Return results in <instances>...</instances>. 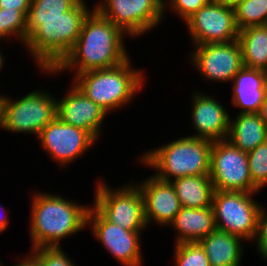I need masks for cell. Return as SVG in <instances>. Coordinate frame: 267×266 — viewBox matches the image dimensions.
I'll use <instances>...</instances> for the list:
<instances>
[{"label":"cell","mask_w":267,"mask_h":266,"mask_svg":"<svg viewBox=\"0 0 267 266\" xmlns=\"http://www.w3.org/2000/svg\"><path fill=\"white\" fill-rule=\"evenodd\" d=\"M130 38L110 20L93 9L85 18L71 51L53 70H40L44 75H74L117 66L129 58L125 39ZM48 73V74H47Z\"/></svg>","instance_id":"1"},{"label":"cell","mask_w":267,"mask_h":266,"mask_svg":"<svg viewBox=\"0 0 267 266\" xmlns=\"http://www.w3.org/2000/svg\"><path fill=\"white\" fill-rule=\"evenodd\" d=\"M30 197V250L61 247V241L87 227L90 203L79 204L60 193L37 190Z\"/></svg>","instance_id":"2"},{"label":"cell","mask_w":267,"mask_h":266,"mask_svg":"<svg viewBox=\"0 0 267 266\" xmlns=\"http://www.w3.org/2000/svg\"><path fill=\"white\" fill-rule=\"evenodd\" d=\"M87 0H80L59 18L27 19L26 51L38 70H53L71 51L83 22L94 9ZM92 8V9H91Z\"/></svg>","instance_id":"3"},{"label":"cell","mask_w":267,"mask_h":266,"mask_svg":"<svg viewBox=\"0 0 267 266\" xmlns=\"http://www.w3.org/2000/svg\"><path fill=\"white\" fill-rule=\"evenodd\" d=\"M131 60L129 57L111 68L79 73L70 81L108 114L117 112L131 104L147 80L145 72L134 68Z\"/></svg>","instance_id":"4"},{"label":"cell","mask_w":267,"mask_h":266,"mask_svg":"<svg viewBox=\"0 0 267 266\" xmlns=\"http://www.w3.org/2000/svg\"><path fill=\"white\" fill-rule=\"evenodd\" d=\"M212 143L191 136L176 138L145 151L138 161L142 166L154 169L152 175L164 182L178 177L210 174Z\"/></svg>","instance_id":"5"},{"label":"cell","mask_w":267,"mask_h":266,"mask_svg":"<svg viewBox=\"0 0 267 266\" xmlns=\"http://www.w3.org/2000/svg\"><path fill=\"white\" fill-rule=\"evenodd\" d=\"M96 180L92 206L109 222L121 228L144 232L147 224L144 215V200L135 181L117 188L109 186L104 178Z\"/></svg>","instance_id":"6"},{"label":"cell","mask_w":267,"mask_h":266,"mask_svg":"<svg viewBox=\"0 0 267 266\" xmlns=\"http://www.w3.org/2000/svg\"><path fill=\"white\" fill-rule=\"evenodd\" d=\"M18 98L6 95L0 130L38 137L41 130L56 117L55 96L45 88H37Z\"/></svg>","instance_id":"7"},{"label":"cell","mask_w":267,"mask_h":266,"mask_svg":"<svg viewBox=\"0 0 267 266\" xmlns=\"http://www.w3.org/2000/svg\"><path fill=\"white\" fill-rule=\"evenodd\" d=\"M257 194L215 190L211 207L216 228L251 243L255 238L258 214L262 206L254 199Z\"/></svg>","instance_id":"8"},{"label":"cell","mask_w":267,"mask_h":266,"mask_svg":"<svg viewBox=\"0 0 267 266\" xmlns=\"http://www.w3.org/2000/svg\"><path fill=\"white\" fill-rule=\"evenodd\" d=\"M93 8L133 39L141 38L164 21L160 0H100Z\"/></svg>","instance_id":"9"},{"label":"cell","mask_w":267,"mask_h":266,"mask_svg":"<svg viewBox=\"0 0 267 266\" xmlns=\"http://www.w3.org/2000/svg\"><path fill=\"white\" fill-rule=\"evenodd\" d=\"M210 179L214 190L259 193L249 174L247 152L227 139L212 143Z\"/></svg>","instance_id":"10"},{"label":"cell","mask_w":267,"mask_h":266,"mask_svg":"<svg viewBox=\"0 0 267 266\" xmlns=\"http://www.w3.org/2000/svg\"><path fill=\"white\" fill-rule=\"evenodd\" d=\"M184 23L194 46L238 39L234 6L226 0H210Z\"/></svg>","instance_id":"11"},{"label":"cell","mask_w":267,"mask_h":266,"mask_svg":"<svg viewBox=\"0 0 267 266\" xmlns=\"http://www.w3.org/2000/svg\"><path fill=\"white\" fill-rule=\"evenodd\" d=\"M42 149L57 163L67 167L98 143L86 130L61 121L57 116L48 123L37 138ZM94 146V147H93Z\"/></svg>","instance_id":"12"},{"label":"cell","mask_w":267,"mask_h":266,"mask_svg":"<svg viewBox=\"0 0 267 266\" xmlns=\"http://www.w3.org/2000/svg\"><path fill=\"white\" fill-rule=\"evenodd\" d=\"M188 54V62L195 67L202 79L208 83L232 82L244 66L238 40L226 43L195 45ZM211 81V82H210Z\"/></svg>","instance_id":"13"},{"label":"cell","mask_w":267,"mask_h":266,"mask_svg":"<svg viewBox=\"0 0 267 266\" xmlns=\"http://www.w3.org/2000/svg\"><path fill=\"white\" fill-rule=\"evenodd\" d=\"M87 226L96 241L103 245L121 266H143L141 234L129 231L107 221L92 205L87 216Z\"/></svg>","instance_id":"14"},{"label":"cell","mask_w":267,"mask_h":266,"mask_svg":"<svg viewBox=\"0 0 267 266\" xmlns=\"http://www.w3.org/2000/svg\"><path fill=\"white\" fill-rule=\"evenodd\" d=\"M69 84L70 88L66 90L67 93L56 99V116L67 124L86 130L99 142L103 133V122L109 114L73 83Z\"/></svg>","instance_id":"15"},{"label":"cell","mask_w":267,"mask_h":266,"mask_svg":"<svg viewBox=\"0 0 267 266\" xmlns=\"http://www.w3.org/2000/svg\"><path fill=\"white\" fill-rule=\"evenodd\" d=\"M191 97V137L211 142L226 140L229 134L230 113L214 96L196 90Z\"/></svg>","instance_id":"16"},{"label":"cell","mask_w":267,"mask_h":266,"mask_svg":"<svg viewBox=\"0 0 267 266\" xmlns=\"http://www.w3.org/2000/svg\"><path fill=\"white\" fill-rule=\"evenodd\" d=\"M135 184L143 196L147 226L154 222L162 228L169 226L182 207L171 182L161 181L151 174Z\"/></svg>","instance_id":"17"},{"label":"cell","mask_w":267,"mask_h":266,"mask_svg":"<svg viewBox=\"0 0 267 266\" xmlns=\"http://www.w3.org/2000/svg\"><path fill=\"white\" fill-rule=\"evenodd\" d=\"M230 83L234 108L239 113H258L267 95V71L243 66Z\"/></svg>","instance_id":"18"},{"label":"cell","mask_w":267,"mask_h":266,"mask_svg":"<svg viewBox=\"0 0 267 266\" xmlns=\"http://www.w3.org/2000/svg\"><path fill=\"white\" fill-rule=\"evenodd\" d=\"M168 227L177 233L174 244L198 242L217 229L212 207H181Z\"/></svg>","instance_id":"19"},{"label":"cell","mask_w":267,"mask_h":266,"mask_svg":"<svg viewBox=\"0 0 267 266\" xmlns=\"http://www.w3.org/2000/svg\"><path fill=\"white\" fill-rule=\"evenodd\" d=\"M198 243L210 266H241L245 254V241L242 238L216 229Z\"/></svg>","instance_id":"20"},{"label":"cell","mask_w":267,"mask_h":266,"mask_svg":"<svg viewBox=\"0 0 267 266\" xmlns=\"http://www.w3.org/2000/svg\"><path fill=\"white\" fill-rule=\"evenodd\" d=\"M227 140L241 151L249 152L267 141V126L258 113L230 115Z\"/></svg>","instance_id":"21"},{"label":"cell","mask_w":267,"mask_h":266,"mask_svg":"<svg viewBox=\"0 0 267 266\" xmlns=\"http://www.w3.org/2000/svg\"><path fill=\"white\" fill-rule=\"evenodd\" d=\"M182 207L208 208L212 206L214 186L209 174L178 177L171 181Z\"/></svg>","instance_id":"22"},{"label":"cell","mask_w":267,"mask_h":266,"mask_svg":"<svg viewBox=\"0 0 267 266\" xmlns=\"http://www.w3.org/2000/svg\"><path fill=\"white\" fill-rule=\"evenodd\" d=\"M243 65L247 68L267 71V28L249 26L239 30Z\"/></svg>","instance_id":"23"},{"label":"cell","mask_w":267,"mask_h":266,"mask_svg":"<svg viewBox=\"0 0 267 266\" xmlns=\"http://www.w3.org/2000/svg\"><path fill=\"white\" fill-rule=\"evenodd\" d=\"M238 30L267 24V0H244L234 5Z\"/></svg>","instance_id":"24"},{"label":"cell","mask_w":267,"mask_h":266,"mask_svg":"<svg viewBox=\"0 0 267 266\" xmlns=\"http://www.w3.org/2000/svg\"><path fill=\"white\" fill-rule=\"evenodd\" d=\"M27 17L19 10L0 9V42L17 41L25 45L27 41ZM11 39H10V38ZM10 39V40H8Z\"/></svg>","instance_id":"25"},{"label":"cell","mask_w":267,"mask_h":266,"mask_svg":"<svg viewBox=\"0 0 267 266\" xmlns=\"http://www.w3.org/2000/svg\"><path fill=\"white\" fill-rule=\"evenodd\" d=\"M80 0H32L26 19L59 18L72 9Z\"/></svg>","instance_id":"26"},{"label":"cell","mask_w":267,"mask_h":266,"mask_svg":"<svg viewBox=\"0 0 267 266\" xmlns=\"http://www.w3.org/2000/svg\"><path fill=\"white\" fill-rule=\"evenodd\" d=\"M174 245L175 266H210L209 260L198 242H183Z\"/></svg>","instance_id":"27"},{"label":"cell","mask_w":267,"mask_h":266,"mask_svg":"<svg viewBox=\"0 0 267 266\" xmlns=\"http://www.w3.org/2000/svg\"><path fill=\"white\" fill-rule=\"evenodd\" d=\"M247 157L252 182L262 191L267 187V141L247 152Z\"/></svg>","instance_id":"28"},{"label":"cell","mask_w":267,"mask_h":266,"mask_svg":"<svg viewBox=\"0 0 267 266\" xmlns=\"http://www.w3.org/2000/svg\"><path fill=\"white\" fill-rule=\"evenodd\" d=\"M30 252L41 262V266H76L73 259L61 247H41Z\"/></svg>","instance_id":"29"},{"label":"cell","mask_w":267,"mask_h":266,"mask_svg":"<svg viewBox=\"0 0 267 266\" xmlns=\"http://www.w3.org/2000/svg\"><path fill=\"white\" fill-rule=\"evenodd\" d=\"M210 0H170L163 8L164 18L165 12L171 11L173 15L176 14L184 23L201 7L205 6ZM170 8V9H169ZM175 13V14H174Z\"/></svg>","instance_id":"30"},{"label":"cell","mask_w":267,"mask_h":266,"mask_svg":"<svg viewBox=\"0 0 267 266\" xmlns=\"http://www.w3.org/2000/svg\"><path fill=\"white\" fill-rule=\"evenodd\" d=\"M256 247V250L261 259L267 261V208H260L257 219V230L255 238L251 242Z\"/></svg>","instance_id":"31"},{"label":"cell","mask_w":267,"mask_h":266,"mask_svg":"<svg viewBox=\"0 0 267 266\" xmlns=\"http://www.w3.org/2000/svg\"><path fill=\"white\" fill-rule=\"evenodd\" d=\"M31 4L32 0H0V9L19 10L27 17Z\"/></svg>","instance_id":"32"},{"label":"cell","mask_w":267,"mask_h":266,"mask_svg":"<svg viewBox=\"0 0 267 266\" xmlns=\"http://www.w3.org/2000/svg\"><path fill=\"white\" fill-rule=\"evenodd\" d=\"M28 253L20 257L18 263L11 266H41V262L30 251Z\"/></svg>","instance_id":"33"},{"label":"cell","mask_w":267,"mask_h":266,"mask_svg":"<svg viewBox=\"0 0 267 266\" xmlns=\"http://www.w3.org/2000/svg\"><path fill=\"white\" fill-rule=\"evenodd\" d=\"M0 208L3 210V211H1V209H0V211H1L0 212V234H1V233H3L7 229L8 225H9V220L10 219L8 218L9 217L8 216V213L5 211L8 208L2 207L1 204H0Z\"/></svg>","instance_id":"34"},{"label":"cell","mask_w":267,"mask_h":266,"mask_svg":"<svg viewBox=\"0 0 267 266\" xmlns=\"http://www.w3.org/2000/svg\"><path fill=\"white\" fill-rule=\"evenodd\" d=\"M258 115L261 117V119L267 126V95L259 108Z\"/></svg>","instance_id":"35"},{"label":"cell","mask_w":267,"mask_h":266,"mask_svg":"<svg viewBox=\"0 0 267 266\" xmlns=\"http://www.w3.org/2000/svg\"><path fill=\"white\" fill-rule=\"evenodd\" d=\"M6 94H0V129L2 127L3 122V107H4V101H5Z\"/></svg>","instance_id":"36"},{"label":"cell","mask_w":267,"mask_h":266,"mask_svg":"<svg viewBox=\"0 0 267 266\" xmlns=\"http://www.w3.org/2000/svg\"><path fill=\"white\" fill-rule=\"evenodd\" d=\"M4 64H5V56L2 52V50L0 49V72H2V70L4 68Z\"/></svg>","instance_id":"37"},{"label":"cell","mask_w":267,"mask_h":266,"mask_svg":"<svg viewBox=\"0 0 267 266\" xmlns=\"http://www.w3.org/2000/svg\"><path fill=\"white\" fill-rule=\"evenodd\" d=\"M228 3H230L232 6H234L236 3L244 1V0H226Z\"/></svg>","instance_id":"38"},{"label":"cell","mask_w":267,"mask_h":266,"mask_svg":"<svg viewBox=\"0 0 267 266\" xmlns=\"http://www.w3.org/2000/svg\"><path fill=\"white\" fill-rule=\"evenodd\" d=\"M162 6L164 7L170 0H160Z\"/></svg>","instance_id":"39"},{"label":"cell","mask_w":267,"mask_h":266,"mask_svg":"<svg viewBox=\"0 0 267 266\" xmlns=\"http://www.w3.org/2000/svg\"><path fill=\"white\" fill-rule=\"evenodd\" d=\"M0 266H4L3 262H0ZM6 266V265H5ZM10 266V265H9Z\"/></svg>","instance_id":"40"}]
</instances>
